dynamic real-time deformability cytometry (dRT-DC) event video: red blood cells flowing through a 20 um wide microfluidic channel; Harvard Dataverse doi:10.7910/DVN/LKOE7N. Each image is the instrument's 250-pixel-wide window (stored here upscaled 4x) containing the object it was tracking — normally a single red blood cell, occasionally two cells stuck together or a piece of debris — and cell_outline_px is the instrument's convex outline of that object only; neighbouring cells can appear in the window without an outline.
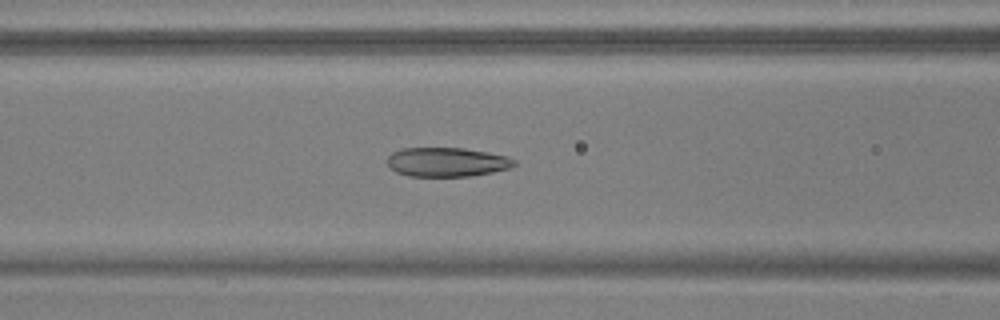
{"species": "common noctule bat (a hibernating species)", "species_latin": "Nyctalus noctula", "temperature_condition": "warm", "stored_images_in_passage": 23, "camera_frame_rate_fps": 3000, "um_per_image_px": 0.085, "animal": {"sex": "male", "body_mass_g": 17.9, "forearm_length_mm": 54.2}, "frame": {"image": 1, "passage_image": 7, "time_ms": 2.0, "image_size_px": [1000, 320], "cell_outline_px": [[516, 164], [508, 168], [492, 172], [472, 176], [408, 176], [396, 172], [388, 168], [384, 160], [392, 152], [400, 148], [464, 148], [488, 152], [508, 156], [516, 160]], "centroid_in_image_um": [37.92, 13.77], "position_along_channel_um": 128.7, "area_um2": 21.91}}
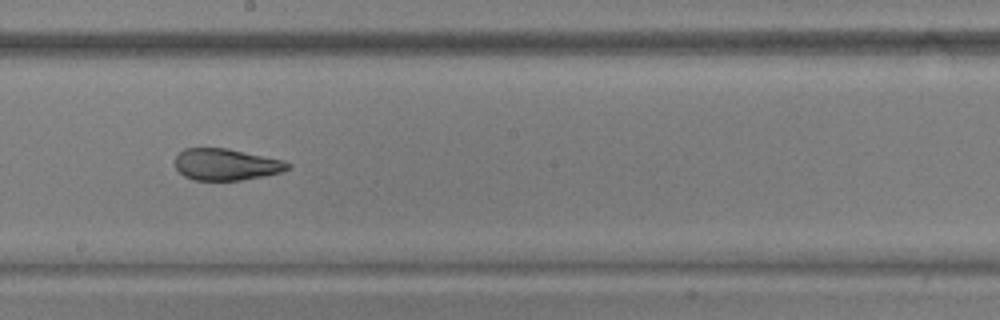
{"frame": {"image": 2, "passage_image": 15, "time_ms": 4.667, "image_size_px": [1000, 320], "cell_outline_px": [[292, 164], [288, 168], [280, 172], [264, 176], [240, 180], [196, 180], [184, 176], [176, 168], [176, 156], [184, 148], [228, 148], [284, 160]], "centroid_in_image_um": [19.23, 13.97], "position_along_channel_um": 229.0, "area_um2": 20.69}}
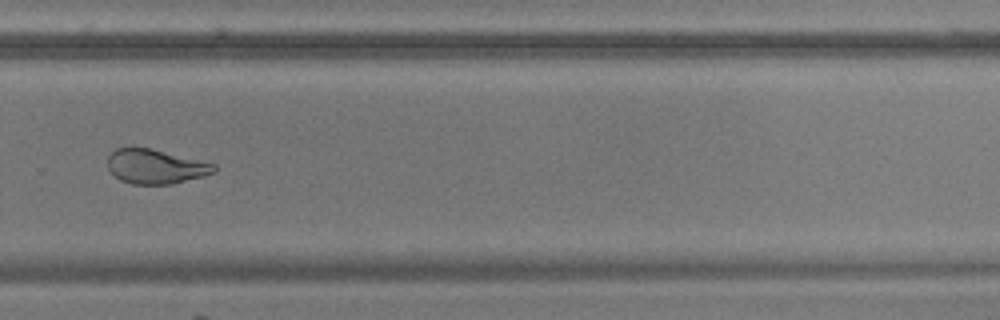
{"frame": {"image": 3, "passage_image": 22, "time_ms": 7.0, "image_size_px": [1000, 320], "cell_outline_px": [[216, 172], [204, 176], [172, 184], [132, 184], [120, 180], [108, 168], [108, 156], [116, 148], [148, 148], [216, 164]], "centroid_in_image_um": [13.23, 14.17], "position_along_channel_um": 316.6, "area_um2": 21.1}}